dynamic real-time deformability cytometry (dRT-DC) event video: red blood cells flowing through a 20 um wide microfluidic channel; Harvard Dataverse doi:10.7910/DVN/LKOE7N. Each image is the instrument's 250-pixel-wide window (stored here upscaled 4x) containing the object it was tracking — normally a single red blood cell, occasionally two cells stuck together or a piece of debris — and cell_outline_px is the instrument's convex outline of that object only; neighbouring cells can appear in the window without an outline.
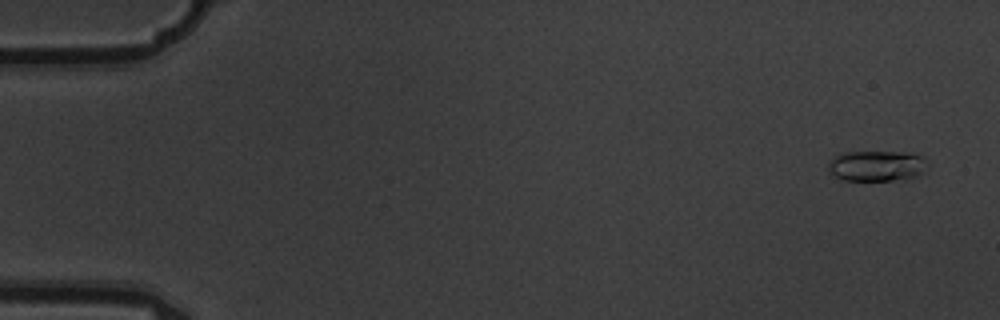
{"species": "common noctule bat (a hibernating species)", "species_latin": "Nyctalus noctula", "temperature_condition": "warm", "stored_images_in_passage": 5, "camera_frame_rate_fps": 3000, "um_per_image_px": 0.085, "animal": {"sex": "male", "body_mass_g": 19.5, "forearm_length_mm": 54.6}, "frame": {"image": 1, "passage_image": 1, "time_ms": 0.0, "image_size_px": [1000, 320], "cell_outline_px": [[928, 164], [924, 172], [916, 176], [892, 180], [844, 180], [828, 172], [828, 160], [832, 156], [840, 152], [904, 152], [924, 156], [928, 160]], "centroid_in_image_um": [74.5, 14.08], "position_along_channel_um": 10.5, "area_um2": 17.98}}